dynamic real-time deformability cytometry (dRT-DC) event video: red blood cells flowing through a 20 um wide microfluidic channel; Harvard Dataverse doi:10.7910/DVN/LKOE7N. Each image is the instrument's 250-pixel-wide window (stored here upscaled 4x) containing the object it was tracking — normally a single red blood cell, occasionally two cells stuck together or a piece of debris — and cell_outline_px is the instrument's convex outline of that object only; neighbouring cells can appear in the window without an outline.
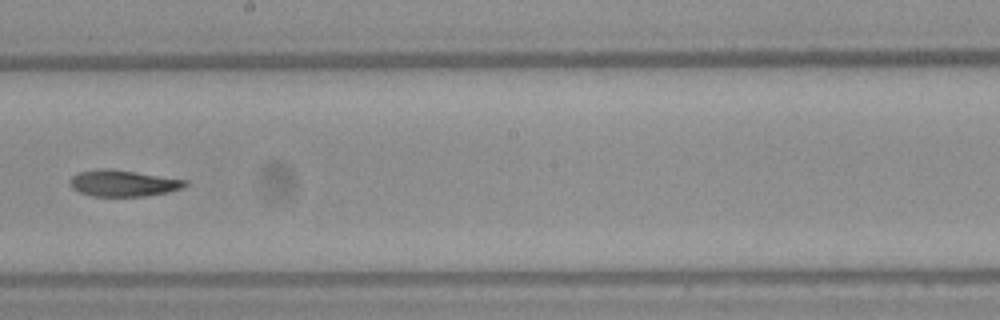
{"species": "Egyptian fruit bat (a non-hibernating species)", "species_latin": "Rousettus aegyptiacus", "temperature_condition": "warm", "stored_images_in_passage": 42, "camera_frame_rate_fps": 3000, "um_per_image_px": 0.085, "frame": {"image": 1, "passage_image": 24, "time_ms": 7.667, "image_size_px": [1000, 320], "cell_outline_px": [[188, 184], [180, 188], [168, 192], [144, 196], [92, 196], [80, 192], [72, 188], [72, 176], [80, 172], [100, 168], [104, 168], [136, 172], [188, 180]], "centroid_in_image_um": [10.49, 15.57], "position_along_channel_um": 237.7, "area_um2": 17.4}}